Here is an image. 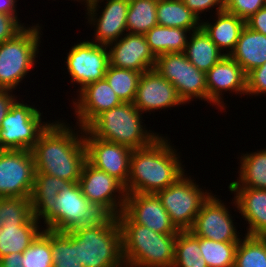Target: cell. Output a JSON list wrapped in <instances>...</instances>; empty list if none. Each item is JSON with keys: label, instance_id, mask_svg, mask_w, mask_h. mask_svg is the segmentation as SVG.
Returning a JSON list of instances; mask_svg holds the SVG:
<instances>
[{"label": "cell", "instance_id": "obj_21", "mask_svg": "<svg viewBox=\"0 0 266 267\" xmlns=\"http://www.w3.org/2000/svg\"><path fill=\"white\" fill-rule=\"evenodd\" d=\"M73 101L78 127L85 129L100 113L110 110L122 103L114 90L104 78L87 84Z\"/></svg>", "mask_w": 266, "mask_h": 267}, {"label": "cell", "instance_id": "obj_24", "mask_svg": "<svg viewBox=\"0 0 266 267\" xmlns=\"http://www.w3.org/2000/svg\"><path fill=\"white\" fill-rule=\"evenodd\" d=\"M216 14L215 23L201 22V28L222 51H226V55H230L235 49L239 39L241 30L245 26V21L236 15L230 14L227 11H221ZM226 49V50H224Z\"/></svg>", "mask_w": 266, "mask_h": 267}, {"label": "cell", "instance_id": "obj_31", "mask_svg": "<svg viewBox=\"0 0 266 267\" xmlns=\"http://www.w3.org/2000/svg\"><path fill=\"white\" fill-rule=\"evenodd\" d=\"M157 4L158 0H129L126 17L127 32L145 35L154 26L158 25Z\"/></svg>", "mask_w": 266, "mask_h": 267}, {"label": "cell", "instance_id": "obj_23", "mask_svg": "<svg viewBox=\"0 0 266 267\" xmlns=\"http://www.w3.org/2000/svg\"><path fill=\"white\" fill-rule=\"evenodd\" d=\"M229 56L240 64L247 75L266 62V35L245 25L241 30L235 49Z\"/></svg>", "mask_w": 266, "mask_h": 267}, {"label": "cell", "instance_id": "obj_30", "mask_svg": "<svg viewBox=\"0 0 266 267\" xmlns=\"http://www.w3.org/2000/svg\"><path fill=\"white\" fill-rule=\"evenodd\" d=\"M156 17L158 25L187 30H199L200 19L182 0H158Z\"/></svg>", "mask_w": 266, "mask_h": 267}, {"label": "cell", "instance_id": "obj_25", "mask_svg": "<svg viewBox=\"0 0 266 267\" xmlns=\"http://www.w3.org/2000/svg\"><path fill=\"white\" fill-rule=\"evenodd\" d=\"M71 182L45 173L35 172L34 187L31 194L33 216L40 221L56 203V197Z\"/></svg>", "mask_w": 266, "mask_h": 267}, {"label": "cell", "instance_id": "obj_19", "mask_svg": "<svg viewBox=\"0 0 266 267\" xmlns=\"http://www.w3.org/2000/svg\"><path fill=\"white\" fill-rule=\"evenodd\" d=\"M110 65L138 72L154 69L156 57L143 34L125 33L108 45Z\"/></svg>", "mask_w": 266, "mask_h": 267}, {"label": "cell", "instance_id": "obj_9", "mask_svg": "<svg viewBox=\"0 0 266 267\" xmlns=\"http://www.w3.org/2000/svg\"><path fill=\"white\" fill-rule=\"evenodd\" d=\"M185 173L175 183L156 194L169 214L171 222L179 231L189 230L203 202L211 192L197 185L195 180Z\"/></svg>", "mask_w": 266, "mask_h": 267}, {"label": "cell", "instance_id": "obj_3", "mask_svg": "<svg viewBox=\"0 0 266 267\" xmlns=\"http://www.w3.org/2000/svg\"><path fill=\"white\" fill-rule=\"evenodd\" d=\"M121 229L125 267H172L177 234H160L133 223L123 212L117 217Z\"/></svg>", "mask_w": 266, "mask_h": 267}, {"label": "cell", "instance_id": "obj_46", "mask_svg": "<svg viewBox=\"0 0 266 267\" xmlns=\"http://www.w3.org/2000/svg\"><path fill=\"white\" fill-rule=\"evenodd\" d=\"M17 0H0V14L17 15Z\"/></svg>", "mask_w": 266, "mask_h": 267}, {"label": "cell", "instance_id": "obj_35", "mask_svg": "<svg viewBox=\"0 0 266 267\" xmlns=\"http://www.w3.org/2000/svg\"><path fill=\"white\" fill-rule=\"evenodd\" d=\"M141 72L117 68L109 64L105 79L122 102L133 103Z\"/></svg>", "mask_w": 266, "mask_h": 267}, {"label": "cell", "instance_id": "obj_1", "mask_svg": "<svg viewBox=\"0 0 266 267\" xmlns=\"http://www.w3.org/2000/svg\"><path fill=\"white\" fill-rule=\"evenodd\" d=\"M55 121L40 134L32 149L36 172L78 182L87 161L84 129L79 126L76 132L65 122Z\"/></svg>", "mask_w": 266, "mask_h": 267}, {"label": "cell", "instance_id": "obj_44", "mask_svg": "<svg viewBox=\"0 0 266 267\" xmlns=\"http://www.w3.org/2000/svg\"><path fill=\"white\" fill-rule=\"evenodd\" d=\"M11 93L12 90L10 89H0V128L3 119L17 99V97Z\"/></svg>", "mask_w": 266, "mask_h": 267}, {"label": "cell", "instance_id": "obj_36", "mask_svg": "<svg viewBox=\"0 0 266 267\" xmlns=\"http://www.w3.org/2000/svg\"><path fill=\"white\" fill-rule=\"evenodd\" d=\"M239 242H216L200 237V251L208 267H234Z\"/></svg>", "mask_w": 266, "mask_h": 267}, {"label": "cell", "instance_id": "obj_18", "mask_svg": "<svg viewBox=\"0 0 266 267\" xmlns=\"http://www.w3.org/2000/svg\"><path fill=\"white\" fill-rule=\"evenodd\" d=\"M134 106L143 114L183 105L174 85L155 69L143 72L138 82Z\"/></svg>", "mask_w": 266, "mask_h": 267}, {"label": "cell", "instance_id": "obj_6", "mask_svg": "<svg viewBox=\"0 0 266 267\" xmlns=\"http://www.w3.org/2000/svg\"><path fill=\"white\" fill-rule=\"evenodd\" d=\"M41 26L25 27L13 39L0 44V89L14 91L36 63Z\"/></svg>", "mask_w": 266, "mask_h": 267}, {"label": "cell", "instance_id": "obj_29", "mask_svg": "<svg viewBox=\"0 0 266 267\" xmlns=\"http://www.w3.org/2000/svg\"><path fill=\"white\" fill-rule=\"evenodd\" d=\"M240 164L239 179L231 182L228 188L266 189V148L243 153Z\"/></svg>", "mask_w": 266, "mask_h": 267}, {"label": "cell", "instance_id": "obj_43", "mask_svg": "<svg viewBox=\"0 0 266 267\" xmlns=\"http://www.w3.org/2000/svg\"><path fill=\"white\" fill-rule=\"evenodd\" d=\"M245 25L256 32L266 35V6L248 18L245 21Z\"/></svg>", "mask_w": 266, "mask_h": 267}, {"label": "cell", "instance_id": "obj_15", "mask_svg": "<svg viewBox=\"0 0 266 267\" xmlns=\"http://www.w3.org/2000/svg\"><path fill=\"white\" fill-rule=\"evenodd\" d=\"M84 141L87 161L126 186L130 173L132 149L125 145L95 138L86 129H84Z\"/></svg>", "mask_w": 266, "mask_h": 267}, {"label": "cell", "instance_id": "obj_41", "mask_svg": "<svg viewBox=\"0 0 266 267\" xmlns=\"http://www.w3.org/2000/svg\"><path fill=\"white\" fill-rule=\"evenodd\" d=\"M25 27L17 15L0 14V44L13 39Z\"/></svg>", "mask_w": 266, "mask_h": 267}, {"label": "cell", "instance_id": "obj_2", "mask_svg": "<svg viewBox=\"0 0 266 267\" xmlns=\"http://www.w3.org/2000/svg\"><path fill=\"white\" fill-rule=\"evenodd\" d=\"M168 141L159 136L149 146L132 150L126 193L156 194L185 174L175 146Z\"/></svg>", "mask_w": 266, "mask_h": 267}, {"label": "cell", "instance_id": "obj_16", "mask_svg": "<svg viewBox=\"0 0 266 267\" xmlns=\"http://www.w3.org/2000/svg\"><path fill=\"white\" fill-rule=\"evenodd\" d=\"M100 1L103 2L104 0L84 1L87 8V22L96 27L93 38L96 41L93 40L91 42L108 46L110 43L119 40L125 31L127 33L126 17L129 9V0H106V5L98 17L97 11L100 8L98 5Z\"/></svg>", "mask_w": 266, "mask_h": 267}, {"label": "cell", "instance_id": "obj_4", "mask_svg": "<svg viewBox=\"0 0 266 267\" xmlns=\"http://www.w3.org/2000/svg\"><path fill=\"white\" fill-rule=\"evenodd\" d=\"M68 233L78 242L79 261L83 267H125L121 229L116 217L104 215L96 223Z\"/></svg>", "mask_w": 266, "mask_h": 267}, {"label": "cell", "instance_id": "obj_10", "mask_svg": "<svg viewBox=\"0 0 266 267\" xmlns=\"http://www.w3.org/2000/svg\"><path fill=\"white\" fill-rule=\"evenodd\" d=\"M154 69L174 85L184 104L196 98L208 102L206 72L197 69L184 52L156 57Z\"/></svg>", "mask_w": 266, "mask_h": 267}, {"label": "cell", "instance_id": "obj_5", "mask_svg": "<svg viewBox=\"0 0 266 267\" xmlns=\"http://www.w3.org/2000/svg\"><path fill=\"white\" fill-rule=\"evenodd\" d=\"M142 113L133 103L122 102L100 113L85 129L95 138L125 145L132 150L149 146L159 134L146 130ZM157 134V135H156Z\"/></svg>", "mask_w": 266, "mask_h": 267}, {"label": "cell", "instance_id": "obj_26", "mask_svg": "<svg viewBox=\"0 0 266 267\" xmlns=\"http://www.w3.org/2000/svg\"><path fill=\"white\" fill-rule=\"evenodd\" d=\"M189 36L184 53L197 69L207 72L226 55L202 28L193 31Z\"/></svg>", "mask_w": 266, "mask_h": 267}, {"label": "cell", "instance_id": "obj_8", "mask_svg": "<svg viewBox=\"0 0 266 267\" xmlns=\"http://www.w3.org/2000/svg\"><path fill=\"white\" fill-rule=\"evenodd\" d=\"M34 106L16 100L2 121L0 149L32 150L51 121L43 122Z\"/></svg>", "mask_w": 266, "mask_h": 267}, {"label": "cell", "instance_id": "obj_37", "mask_svg": "<svg viewBox=\"0 0 266 267\" xmlns=\"http://www.w3.org/2000/svg\"><path fill=\"white\" fill-rule=\"evenodd\" d=\"M33 217L31 199L24 197H0V227L24 225Z\"/></svg>", "mask_w": 266, "mask_h": 267}, {"label": "cell", "instance_id": "obj_39", "mask_svg": "<svg viewBox=\"0 0 266 267\" xmlns=\"http://www.w3.org/2000/svg\"><path fill=\"white\" fill-rule=\"evenodd\" d=\"M265 6V0H225V11L246 21Z\"/></svg>", "mask_w": 266, "mask_h": 267}, {"label": "cell", "instance_id": "obj_38", "mask_svg": "<svg viewBox=\"0 0 266 267\" xmlns=\"http://www.w3.org/2000/svg\"><path fill=\"white\" fill-rule=\"evenodd\" d=\"M23 267H53L49 229H43L22 253Z\"/></svg>", "mask_w": 266, "mask_h": 267}, {"label": "cell", "instance_id": "obj_45", "mask_svg": "<svg viewBox=\"0 0 266 267\" xmlns=\"http://www.w3.org/2000/svg\"><path fill=\"white\" fill-rule=\"evenodd\" d=\"M0 267H23L22 253H11L1 257Z\"/></svg>", "mask_w": 266, "mask_h": 267}, {"label": "cell", "instance_id": "obj_33", "mask_svg": "<svg viewBox=\"0 0 266 267\" xmlns=\"http://www.w3.org/2000/svg\"><path fill=\"white\" fill-rule=\"evenodd\" d=\"M172 267H208L201 256L200 237H196L189 230L178 232Z\"/></svg>", "mask_w": 266, "mask_h": 267}, {"label": "cell", "instance_id": "obj_34", "mask_svg": "<svg viewBox=\"0 0 266 267\" xmlns=\"http://www.w3.org/2000/svg\"><path fill=\"white\" fill-rule=\"evenodd\" d=\"M238 243L234 267H266V237L245 235Z\"/></svg>", "mask_w": 266, "mask_h": 267}, {"label": "cell", "instance_id": "obj_17", "mask_svg": "<svg viewBox=\"0 0 266 267\" xmlns=\"http://www.w3.org/2000/svg\"><path fill=\"white\" fill-rule=\"evenodd\" d=\"M133 223L160 234H178L157 194L127 193L122 211Z\"/></svg>", "mask_w": 266, "mask_h": 267}, {"label": "cell", "instance_id": "obj_12", "mask_svg": "<svg viewBox=\"0 0 266 267\" xmlns=\"http://www.w3.org/2000/svg\"><path fill=\"white\" fill-rule=\"evenodd\" d=\"M35 172L32 150L0 149V197L31 198Z\"/></svg>", "mask_w": 266, "mask_h": 267}, {"label": "cell", "instance_id": "obj_22", "mask_svg": "<svg viewBox=\"0 0 266 267\" xmlns=\"http://www.w3.org/2000/svg\"><path fill=\"white\" fill-rule=\"evenodd\" d=\"M228 189L231 193L235 192L233 206L249 224L246 235L266 237V189Z\"/></svg>", "mask_w": 266, "mask_h": 267}, {"label": "cell", "instance_id": "obj_32", "mask_svg": "<svg viewBox=\"0 0 266 267\" xmlns=\"http://www.w3.org/2000/svg\"><path fill=\"white\" fill-rule=\"evenodd\" d=\"M53 267H83L79 261L78 242L68 233L49 229Z\"/></svg>", "mask_w": 266, "mask_h": 267}, {"label": "cell", "instance_id": "obj_27", "mask_svg": "<svg viewBox=\"0 0 266 267\" xmlns=\"http://www.w3.org/2000/svg\"><path fill=\"white\" fill-rule=\"evenodd\" d=\"M34 216L24 225L0 227V258L11 253H23L43 230Z\"/></svg>", "mask_w": 266, "mask_h": 267}, {"label": "cell", "instance_id": "obj_13", "mask_svg": "<svg viewBox=\"0 0 266 267\" xmlns=\"http://www.w3.org/2000/svg\"><path fill=\"white\" fill-rule=\"evenodd\" d=\"M65 59L70 83L79 84L77 92L87 84L104 79L110 64L108 46L90 40L74 44Z\"/></svg>", "mask_w": 266, "mask_h": 267}, {"label": "cell", "instance_id": "obj_20", "mask_svg": "<svg viewBox=\"0 0 266 267\" xmlns=\"http://www.w3.org/2000/svg\"><path fill=\"white\" fill-rule=\"evenodd\" d=\"M208 103L225 110L222 92L230 91L246 95V74L242 67L230 56L225 55L206 72Z\"/></svg>", "mask_w": 266, "mask_h": 267}, {"label": "cell", "instance_id": "obj_14", "mask_svg": "<svg viewBox=\"0 0 266 267\" xmlns=\"http://www.w3.org/2000/svg\"><path fill=\"white\" fill-rule=\"evenodd\" d=\"M213 193L203 202L189 231L196 237L207 238L216 242H239L232 214Z\"/></svg>", "mask_w": 266, "mask_h": 267}, {"label": "cell", "instance_id": "obj_11", "mask_svg": "<svg viewBox=\"0 0 266 267\" xmlns=\"http://www.w3.org/2000/svg\"><path fill=\"white\" fill-rule=\"evenodd\" d=\"M78 185L82 194L104 215L117 217L123 211L127 196L125 186L88 161L83 165Z\"/></svg>", "mask_w": 266, "mask_h": 267}, {"label": "cell", "instance_id": "obj_7", "mask_svg": "<svg viewBox=\"0 0 266 267\" xmlns=\"http://www.w3.org/2000/svg\"><path fill=\"white\" fill-rule=\"evenodd\" d=\"M104 214L83 194L78 182L70 183L58 192L53 208L43 217L46 228L69 232L83 225L96 223Z\"/></svg>", "mask_w": 266, "mask_h": 267}, {"label": "cell", "instance_id": "obj_28", "mask_svg": "<svg viewBox=\"0 0 266 267\" xmlns=\"http://www.w3.org/2000/svg\"><path fill=\"white\" fill-rule=\"evenodd\" d=\"M191 31L176 27L156 25L146 34L149 48L155 57L166 53H182L185 51Z\"/></svg>", "mask_w": 266, "mask_h": 267}, {"label": "cell", "instance_id": "obj_40", "mask_svg": "<svg viewBox=\"0 0 266 267\" xmlns=\"http://www.w3.org/2000/svg\"><path fill=\"white\" fill-rule=\"evenodd\" d=\"M266 95V62L246 75V95Z\"/></svg>", "mask_w": 266, "mask_h": 267}, {"label": "cell", "instance_id": "obj_42", "mask_svg": "<svg viewBox=\"0 0 266 267\" xmlns=\"http://www.w3.org/2000/svg\"><path fill=\"white\" fill-rule=\"evenodd\" d=\"M183 3L200 19L201 13L215 8L216 13L224 11L225 0H182ZM212 8V9H211ZM200 14V15H199Z\"/></svg>", "mask_w": 266, "mask_h": 267}]
</instances>
